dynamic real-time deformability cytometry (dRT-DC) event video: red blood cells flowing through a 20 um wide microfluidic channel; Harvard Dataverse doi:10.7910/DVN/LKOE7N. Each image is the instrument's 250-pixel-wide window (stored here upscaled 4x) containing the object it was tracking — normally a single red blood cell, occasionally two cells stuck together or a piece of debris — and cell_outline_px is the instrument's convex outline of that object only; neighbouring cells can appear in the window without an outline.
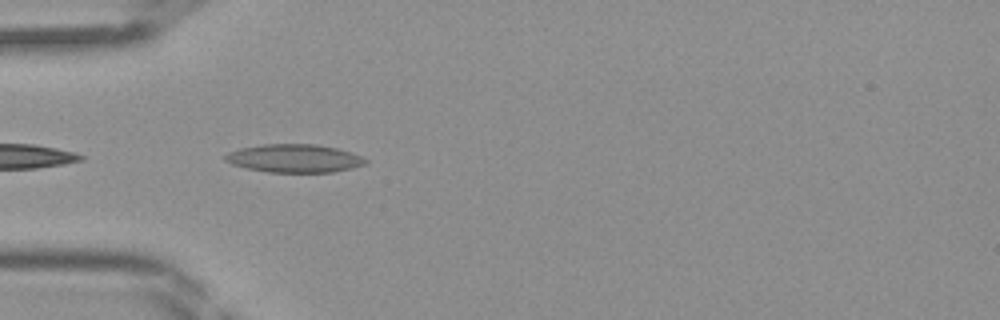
{"species": "Egyptian fruit bat (a non-hibernating species)", "species_latin": "Rousettus aegyptiacus", "temperature_condition": "room temperature", "stored_images_in_passage": 31, "camera_frame_rate_fps": 3000, "um_per_image_px": 0.085, "frame": {"image": 1, "passage_image": 1, "time_ms": 0.0, "image_size_px": [1000, 320], "cell_outline_px": [[368, 160], [364, 164], [352, 168], [332, 172], [268, 172], [248, 168], [232, 164], [224, 160], [224, 156], [228, 152], [240, 148], [264, 144], [316, 144], [336, 148], [352, 152]], "centroid_in_image_um": [25.01, 13.45], "position_along_channel_um": 60.0, "area_um2": 22.95}}
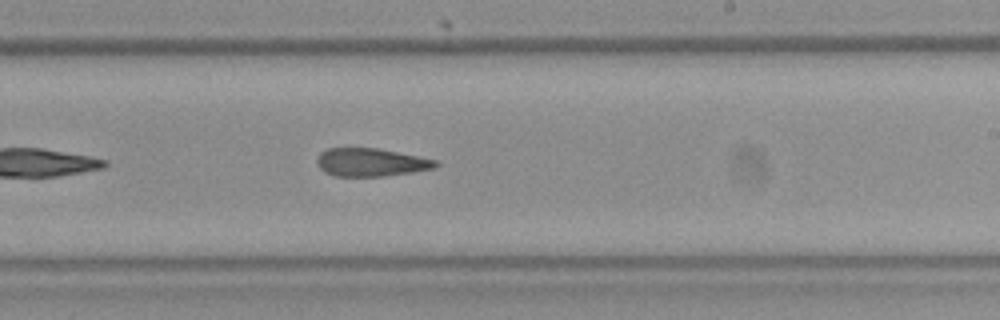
{"frame": {"image": 2, "passage_image": 14, "time_ms": 4.333, "image_size_px": [1000, 320], "cell_outline_px": [[440, 164], [436, 168], [412, 172], [384, 176], [336, 176], [324, 172], [320, 168], [316, 160], [320, 152], [328, 148], [380, 148], [436, 160]], "centroid_in_image_um": [31.53, 13.79], "position_along_channel_um": 257.5, "area_um2": 19.48}}
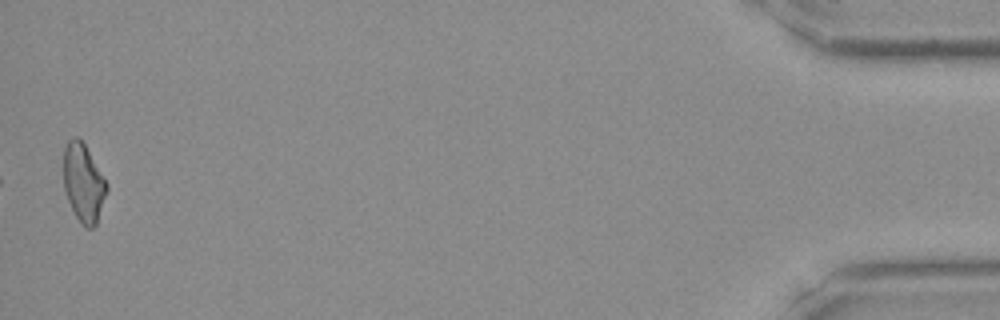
{"frame": {"image": 3, "passage_image": 31, "time_ms": 10.0, "image_size_px": [1000, 320], "cell_outline_px": [[108, 192], [96, 224], [92, 228], [88, 228], [76, 216], [68, 200], [64, 188], [64, 148], [68, 140], [72, 136], [76, 136], [84, 144], [108, 184]], "centroid_in_image_um": [7.1, 15.53], "position_along_channel_um": 428.1, "area_um2": 19.42}}